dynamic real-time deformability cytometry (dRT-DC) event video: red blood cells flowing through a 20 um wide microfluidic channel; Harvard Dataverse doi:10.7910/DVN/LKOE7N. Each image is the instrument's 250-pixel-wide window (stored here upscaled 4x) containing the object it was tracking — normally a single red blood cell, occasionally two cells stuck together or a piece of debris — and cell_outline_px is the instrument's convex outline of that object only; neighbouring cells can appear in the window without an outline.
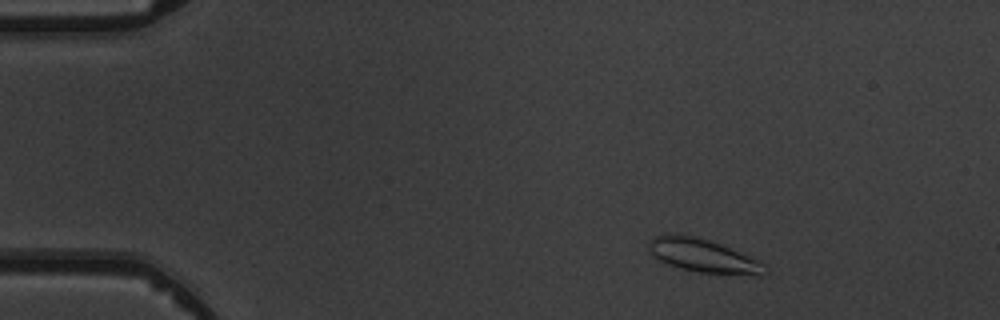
{"species": "common noctule bat (a hibernating species)", "species_latin": "Nyctalus noctula", "temperature_condition": "warm", "stored_images_in_passage": 6, "camera_frame_rate_fps": 3000, "um_per_image_px": 0.085, "animal": {"sex": "male", "body_mass_g": 19.5, "forearm_length_mm": 54.6}, "frame": {"image": 1, "passage_image": 1, "time_ms": 0.0, "image_size_px": [1000, 320], "cell_outline_px": [[764, 264], [760, 276], [696, 272], [668, 264], [652, 256], [648, 248], [648, 240], [656, 236], [668, 232], [672, 232], [712, 240], [756, 260]], "centroid_in_image_um": [59.65, 21.7], "position_along_channel_um": 25.3, "area_um2": 22.48}}
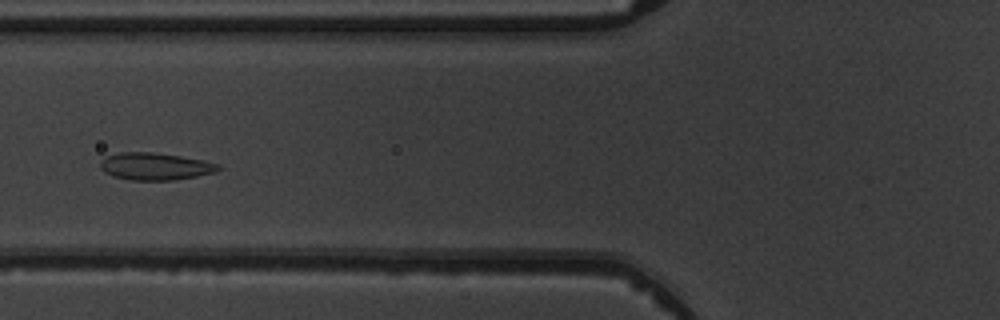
{"frame": {"image": 2, "passage_image": 5, "time_ms": 4.333, "image_size_px": [1000, 320], "cell_outline_px": [[220, 168], [216, 172], [176, 180], [128, 180], [112, 176], [104, 172], [100, 168], [100, 160], [104, 156], [120, 152], [152, 152], [180, 156], [204, 160], [216, 164]], "centroid_in_image_um": [13.12, 14.14], "position_along_channel_um": 112.7, "area_um2": 18.84}}
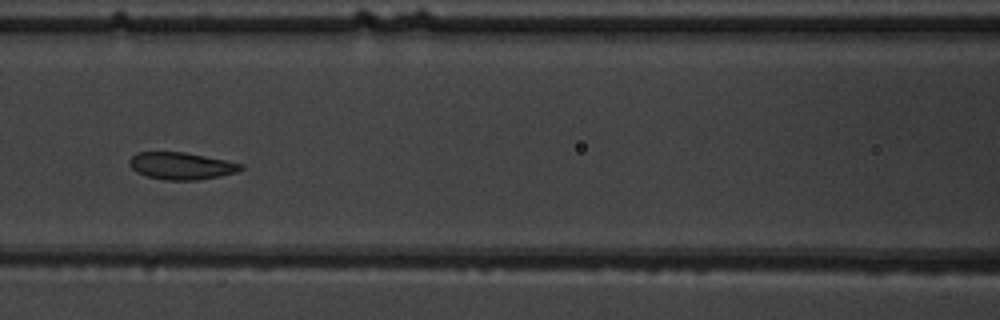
{"frame": {"image": 3, "passage_image": 6, "time_ms": 5.333, "image_size_px": [1000, 320], "cell_outline_px": [[244, 168], [236, 172], [220, 176], [200, 180], [164, 180], [148, 176], [136, 172], [128, 164], [128, 160], [136, 152], [184, 152], [244, 164]], "centroid_in_image_um": [15.39, 14.1], "position_along_channel_um": 151.2, "area_um2": 17.63}}